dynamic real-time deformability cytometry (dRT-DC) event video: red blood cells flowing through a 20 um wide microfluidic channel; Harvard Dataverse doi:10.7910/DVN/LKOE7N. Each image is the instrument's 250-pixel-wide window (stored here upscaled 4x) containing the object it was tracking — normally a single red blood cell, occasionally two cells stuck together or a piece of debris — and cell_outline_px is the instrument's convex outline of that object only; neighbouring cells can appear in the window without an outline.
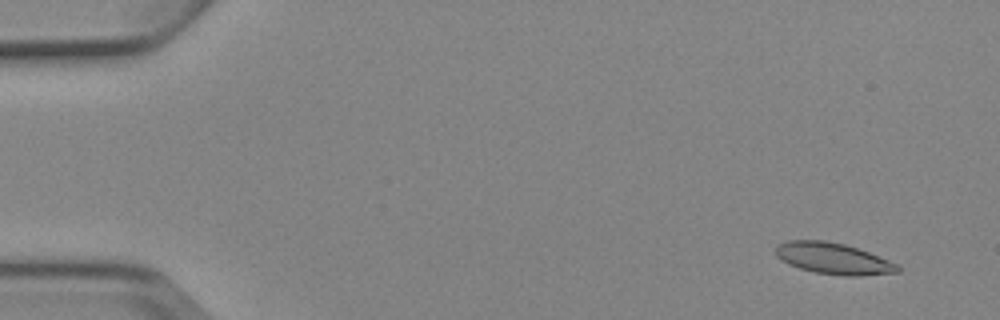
{"species": "Egyptian fruit bat (a non-hibernating species)", "species_latin": "Rousettus aegyptiacus", "temperature_condition": "cold", "stored_images_in_passage": 6, "camera_frame_rate_fps": 3000, "um_per_image_px": 0.085, "animal": {"sex": "female"}, "frame": {"image": 1, "passage_image": 2, "time_ms": 1.0, "image_size_px": [1000, 320], "cell_outline_px": [[900, 272], [860, 276], [844, 276], [816, 272], [800, 268], [788, 264], [776, 256], [776, 244], [788, 240], [824, 240], [844, 244], [868, 252], [888, 260], [896, 264], [900, 268]], "centroid_in_image_um": [70.81, 21.97], "position_along_channel_um": 14.2, "area_um2": 22.14}}
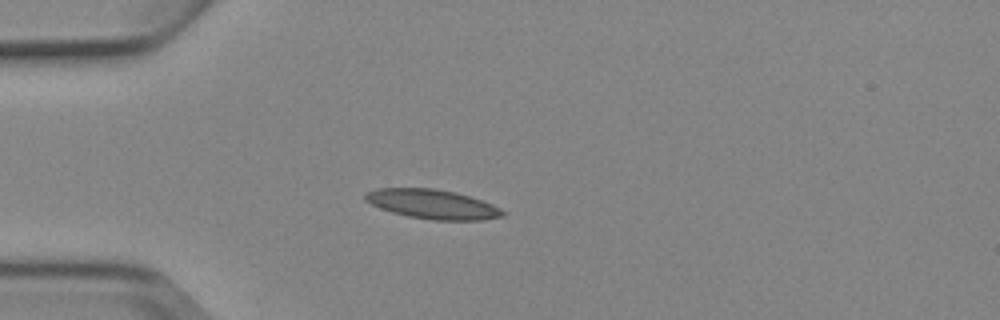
{"frame": {"image": 2, "passage_image": 5, "time_ms": 4.667, "image_size_px": [1000, 320], "cell_outline_px": [[504, 216], [484, 220], [432, 220], [408, 216], [392, 212], [380, 208], [364, 200], [364, 196], [368, 192], [376, 188], [432, 188], [456, 192], [492, 204], [500, 208], [504, 212]], "centroid_in_image_um": [36.76, 17.36], "position_along_channel_um": 48.2, "area_um2": 23.41}}